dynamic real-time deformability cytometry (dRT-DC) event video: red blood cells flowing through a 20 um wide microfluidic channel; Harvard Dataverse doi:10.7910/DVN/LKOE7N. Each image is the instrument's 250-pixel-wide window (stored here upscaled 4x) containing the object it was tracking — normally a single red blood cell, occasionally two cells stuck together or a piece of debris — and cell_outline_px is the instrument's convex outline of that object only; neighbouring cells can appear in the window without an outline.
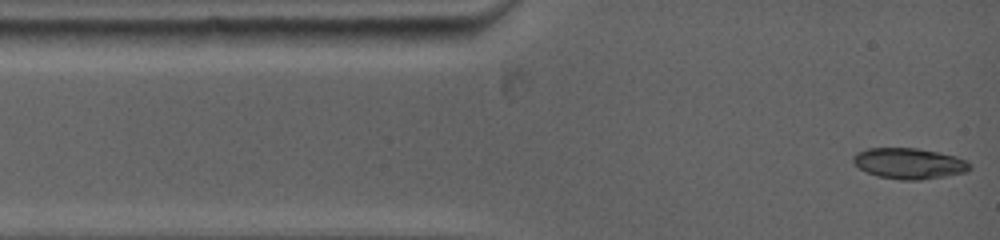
{"species": "common noctule bat (a hibernating species)", "species_latin": "Nyctalus noctula", "temperature_condition": "warm", "stored_images_in_passage": 41, "camera_frame_rate_fps": 5000, "um_per_image_px": 0.085, "animal": {"sex": "female", "body_mass_g": 19.0, "forearm_length_mm": 53.3}, "frame": {"image": 1, "passage_image": 1, "time_ms": 0.0, "image_size_px": [1000, 240], "cell_outline_px": [[972, 168], [968, 172], [920, 180], [900, 180], [876, 176], [860, 168], [852, 160], [852, 156], [856, 152], [868, 148], [916, 148], [956, 156], [964, 160]], "centroid_in_image_um": [77.26, 13.9], "position_along_channel_um": 7.7, "area_um2": 20.87}}
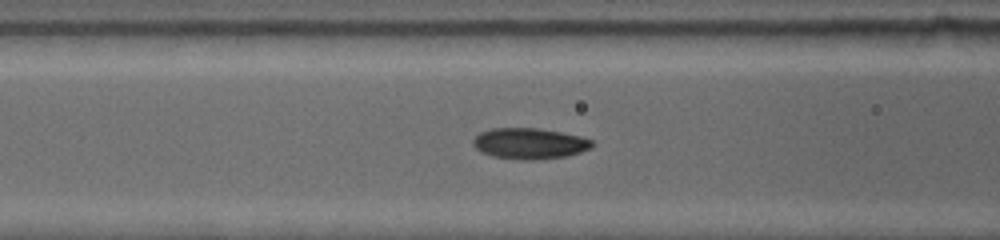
{"frame": {"image": 2, "passage_image": 29, "time_ms": 4.0, "image_size_px": [1000, 240], "cell_outline_px": [[596, 144], [592, 148], [568, 156], [532, 160], [520, 160], [492, 156], [480, 152], [472, 144], [472, 140], [480, 132], [492, 128], [540, 128], [580, 136], [592, 140]], "centroid_in_image_um": [45.02, 12.2], "position_along_channel_um": 121.6, "area_um2": 21.68}}
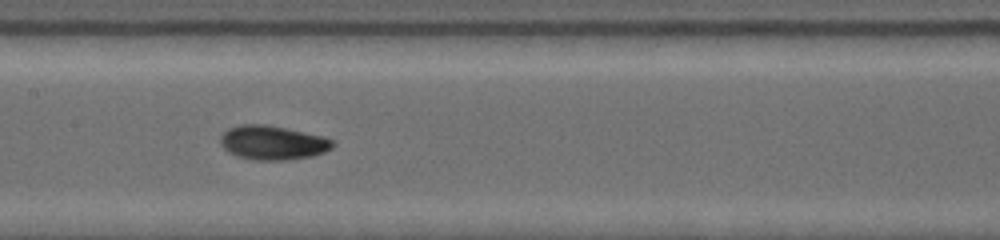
{"frame": {"image": 3, "passage_image": 40, "time_ms": 5.6, "image_size_px": [1000, 240], "cell_outline_px": [[336, 144], [332, 148], [324, 152], [312, 156], [288, 160], [252, 160], [236, 156], [228, 152], [220, 144], [220, 136], [228, 128], [240, 124], [264, 124], [324, 136], [332, 140]], "centroid_in_image_um": [23.16, 12.13], "position_along_channel_um": 184.2, "area_um2": 22.48}}